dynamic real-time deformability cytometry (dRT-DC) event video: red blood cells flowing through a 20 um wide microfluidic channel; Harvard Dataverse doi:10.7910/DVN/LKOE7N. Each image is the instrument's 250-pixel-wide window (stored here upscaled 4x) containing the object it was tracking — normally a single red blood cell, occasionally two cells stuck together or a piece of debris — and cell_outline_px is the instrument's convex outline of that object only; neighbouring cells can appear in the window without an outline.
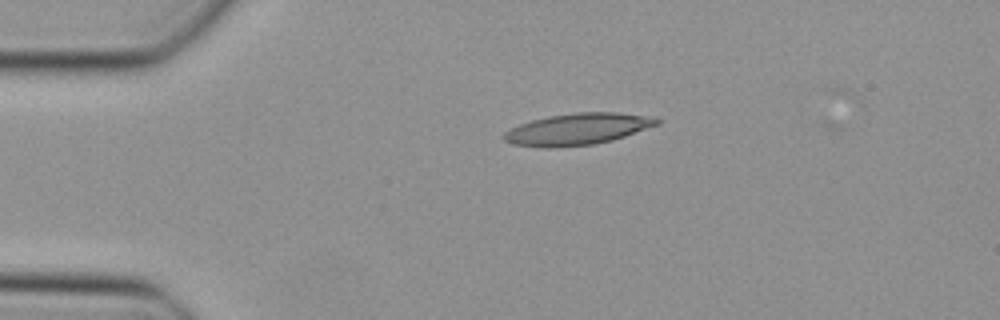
{"species": "Egyptian fruit bat (a non-hibernating species)", "species_latin": "Rousettus aegyptiacus", "temperature_condition": "cold", "stored_images_in_passage": 3, "camera_frame_rate_fps": 3000, "um_per_image_px": 0.085, "animal": {"sex": "female"}, "frame": {"image": 1, "passage_image": 1, "time_ms": 0.0, "image_size_px": [1000, 320], "cell_outline_px": [[660, 124], [612, 140], [592, 144], [548, 148], [544, 148], [512, 144], [504, 140], [500, 136], [504, 132], [520, 124], [532, 120], [548, 116], [576, 112], [620, 112], [656, 116], [660, 120]], "centroid_in_image_um": [49.11, 10.96], "position_along_channel_um": 35.9, "area_um2": 28.32}}